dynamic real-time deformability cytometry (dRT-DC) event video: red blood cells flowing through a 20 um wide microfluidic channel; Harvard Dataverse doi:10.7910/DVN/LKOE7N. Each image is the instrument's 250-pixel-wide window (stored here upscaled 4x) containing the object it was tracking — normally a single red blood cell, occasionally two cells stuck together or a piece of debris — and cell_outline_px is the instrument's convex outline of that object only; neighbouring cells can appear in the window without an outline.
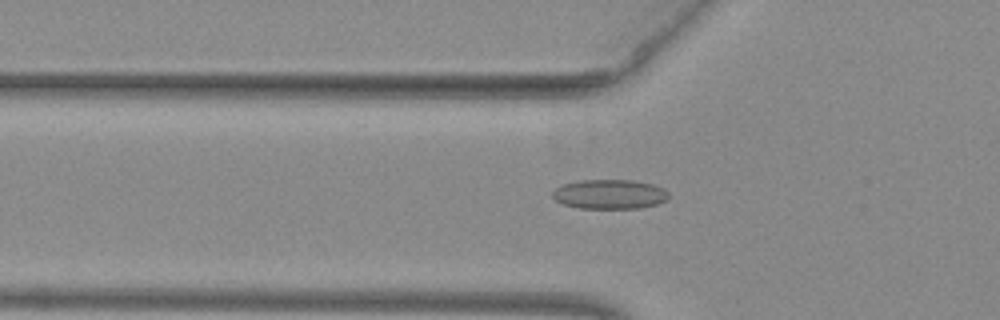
{"species": "common noctule bat (a hibernating species)", "species_latin": "Nyctalus noctula", "temperature_condition": "warm", "stored_images_in_passage": 32, "camera_frame_rate_fps": 3000, "um_per_image_px": 0.085, "animal": {"sex": "female", "body_mass_g": 29.2, "forearm_length_mm": 56.3}, "frame": {"image": 1, "passage_image": 3, "time_ms": 0.667, "image_size_px": [1000, 320], "cell_outline_px": [[668, 200], [656, 204], [640, 208], [580, 208], [564, 204], [556, 200], [552, 196], [552, 192], [560, 184], [580, 180], [632, 180], [652, 184], [664, 188], [668, 192]], "centroid_in_image_um": [51.82, 16.5], "position_along_channel_um": 74.0, "area_um2": 20.0}}
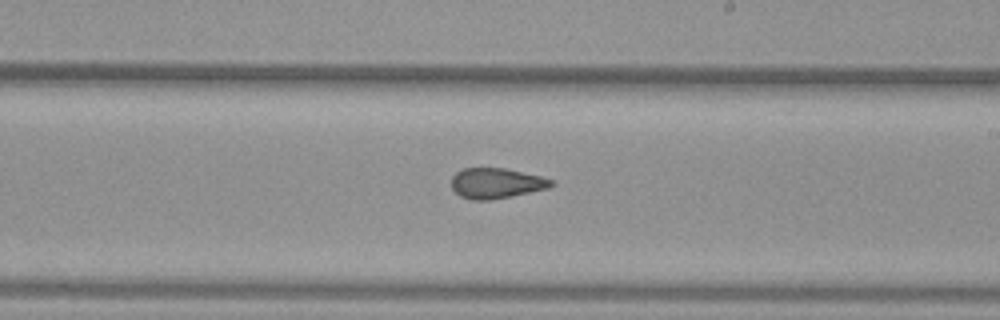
{"frame": {"image": 2, "passage_image": 16, "time_ms": 5.0, "image_size_px": [1000, 320], "cell_outline_px": [[556, 184], [548, 188], [512, 196], [492, 200], [472, 200], [460, 196], [452, 188], [452, 176], [456, 172], [464, 168], [504, 168], [540, 176], [552, 180]], "centroid_in_image_um": [42.17, 15.58], "position_along_channel_um": 246.8, "area_um2": 17.63}}
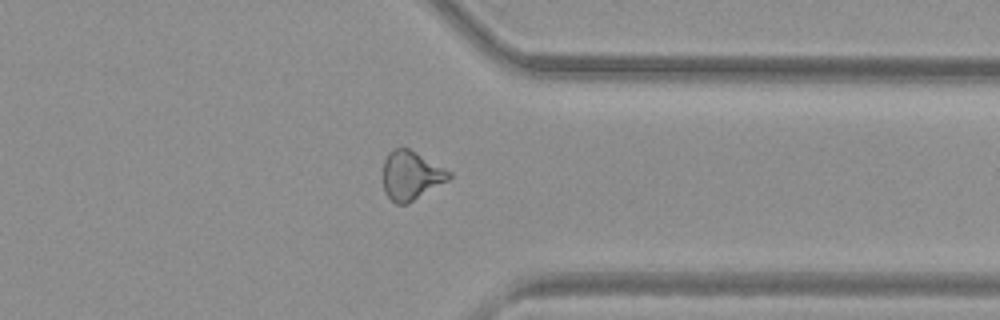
{"frame": {"image": 3, "passage_image": 26, "time_ms": 8.333, "image_size_px": [1000, 320], "cell_outline_px": [[452, 176], [448, 180], [408, 204], [396, 204], [384, 192], [384, 160], [388, 152], [396, 148], [408, 148], [416, 152], [452, 172]], "centroid_in_image_um": [34.94, 14.92], "position_along_channel_um": 376.5, "area_um2": 18.67}}